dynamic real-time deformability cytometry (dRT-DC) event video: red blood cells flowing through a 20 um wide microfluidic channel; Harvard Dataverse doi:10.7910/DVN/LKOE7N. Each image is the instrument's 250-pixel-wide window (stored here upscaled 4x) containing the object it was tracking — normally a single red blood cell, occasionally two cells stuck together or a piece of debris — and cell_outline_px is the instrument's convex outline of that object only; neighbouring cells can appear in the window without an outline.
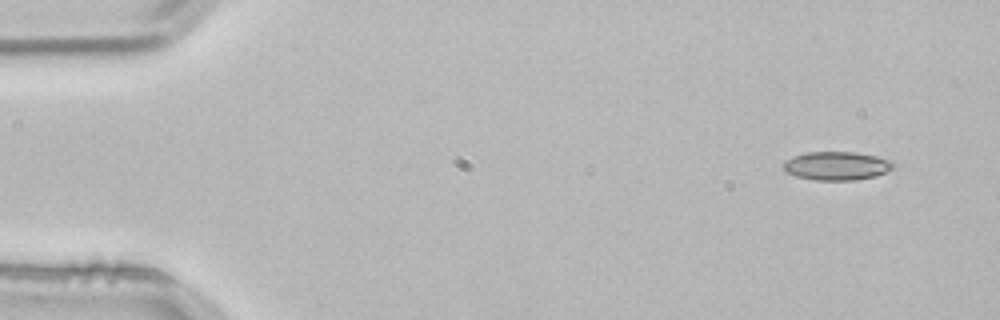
{"species": "common noctule bat (a hibernating species)", "species_latin": "Nyctalus noctula", "temperature_condition": "room temperature", "stored_images_in_passage": 3, "camera_frame_rate_fps": 3000, "um_per_image_px": 0.085, "animal": {"sex": "male", "body_mass_g": 21.5, "forearm_length_mm": 52.0}, "frame": {"image": 1, "passage_image": 1, "time_ms": 0.0, "image_size_px": [1000, 320], "cell_outline_px": [[896, 164], [892, 168], [876, 176], [856, 180], [816, 180], [796, 176], [788, 172], [784, 168], [784, 160], [792, 156], [808, 152], [856, 152], [876, 156], [892, 160]], "centroid_in_image_um": [71.14, 14.09], "position_along_channel_um": 13.9, "area_um2": 18.26}}